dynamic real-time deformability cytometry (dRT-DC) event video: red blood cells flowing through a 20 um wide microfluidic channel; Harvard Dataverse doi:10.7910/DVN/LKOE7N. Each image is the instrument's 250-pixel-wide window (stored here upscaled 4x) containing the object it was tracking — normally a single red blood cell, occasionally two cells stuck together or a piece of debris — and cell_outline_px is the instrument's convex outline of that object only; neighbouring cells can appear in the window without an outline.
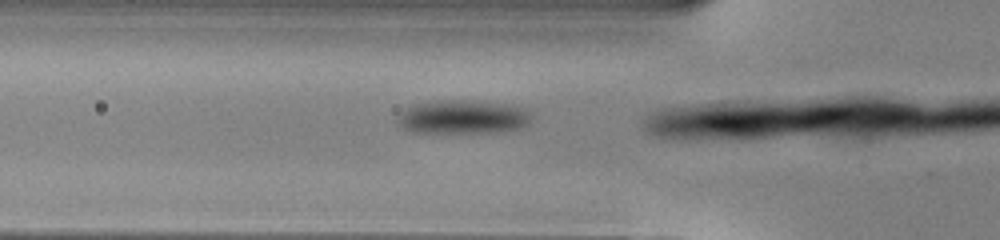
{"species": "common noctule bat (a hibernating species)", "species_latin": "Nyctalus noctula", "temperature_condition": "warm", "stored_images_in_passage": 4, "camera_frame_rate_fps": 3000, "um_per_image_px": 0.085, "animal": {"sex": "male", "body_mass_g": 13.0, "forearm_length_mm": 53.1}, "frame": {"image": 1, "passage_image": 2, "time_ms": 0.333, "image_size_px": [1000, 240], "cell_outline_px": [[532, 116], [528, 124], [520, 128], [492, 132], [412, 132], [396, 124], [396, 120], [400, 112], [404, 108], [412, 104], [444, 100], [464, 100], [508, 104], [520, 108], [528, 112]], "centroid_in_image_um": [39.27, 9.94], "position_along_channel_um": 86.5, "area_um2": 26.18}}